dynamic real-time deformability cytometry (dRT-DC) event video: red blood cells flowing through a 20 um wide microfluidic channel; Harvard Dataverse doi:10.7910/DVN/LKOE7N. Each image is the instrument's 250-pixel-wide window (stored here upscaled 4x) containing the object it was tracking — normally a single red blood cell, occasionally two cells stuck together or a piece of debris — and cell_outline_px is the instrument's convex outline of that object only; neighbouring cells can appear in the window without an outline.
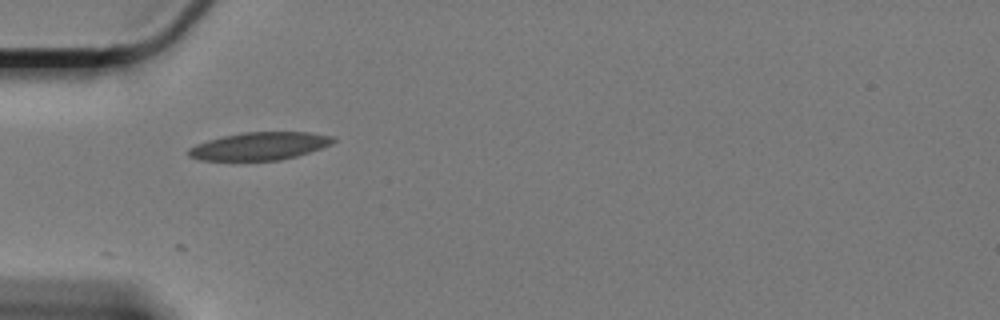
{"species": "Egyptian fruit bat (a non-hibernating species)", "species_latin": "Rousettus aegyptiacus", "temperature_condition": "cold", "stored_images_in_passage": 10, "camera_frame_rate_fps": 3000, "um_per_image_px": 0.085, "animal": {"sex": "female"}, "frame": {"image": 1, "passage_image": 1, "time_ms": 0.0, "image_size_px": [1000, 320], "cell_outline_px": [[336, 140], [332, 144], [296, 156], [280, 160], [200, 160], [188, 156], [188, 148], [196, 144], [220, 136], [240, 132], [308, 132], [336, 136]], "centroid_in_image_um": [22.06, 12.4], "position_along_channel_um": 62.9, "area_um2": 23.52}}
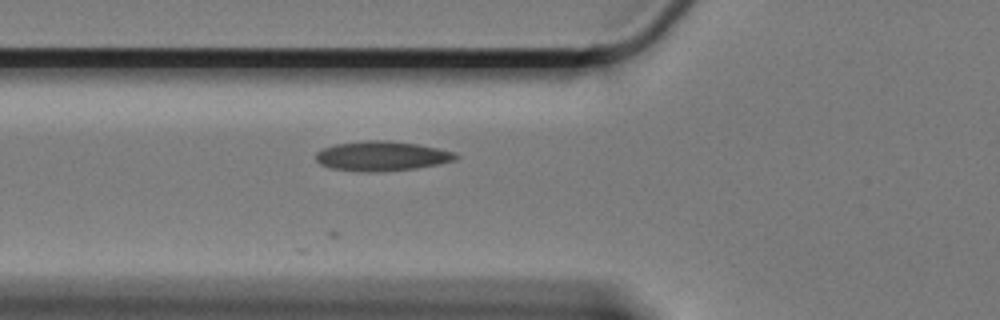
{"frame": {"image": 2, "passage_image": 4, "time_ms": 1.0, "image_size_px": [1000, 320], "cell_outline_px": [[460, 156], [456, 160], [440, 164], [416, 168], [380, 172], [364, 172], [332, 168], [320, 164], [316, 160], [316, 152], [324, 148], [336, 144], [368, 140], [384, 140], [416, 144], [456, 152]], "centroid_in_image_um": [32.48, 13.27], "position_along_channel_um": 93.3, "area_um2": 24.16}}